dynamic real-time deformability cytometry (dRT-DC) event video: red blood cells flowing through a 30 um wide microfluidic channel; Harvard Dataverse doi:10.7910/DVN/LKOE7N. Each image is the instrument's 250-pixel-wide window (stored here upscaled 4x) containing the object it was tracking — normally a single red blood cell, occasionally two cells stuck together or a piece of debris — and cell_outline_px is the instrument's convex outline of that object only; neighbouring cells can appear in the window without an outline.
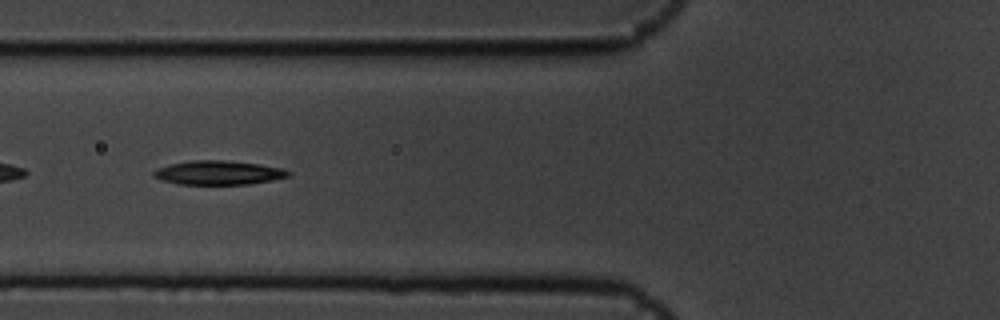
{"species": "common noctule bat (a hibernating species)", "species_latin": "Nyctalus noctula", "temperature_condition": "cold", "stored_images_in_passage": 10, "camera_frame_rate_fps": 3000, "um_per_image_px": 0.085, "animal": {"sex": "male", "body_mass_g": 19.5, "forearm_length_mm": 54.6}, "frame": {"image": 1, "passage_image": 6, "time_ms": 1.667, "image_size_px": [1000, 320], "cell_outline_px": [[292, 172], [288, 176], [272, 180], [248, 184], [176, 184], [152, 176], [152, 172], [156, 168], [168, 164], [192, 160], [228, 160], [260, 164], [284, 168]], "centroid_in_image_um": [18.56, 14.67], "position_along_channel_um": 107.2, "area_um2": 19.02}}
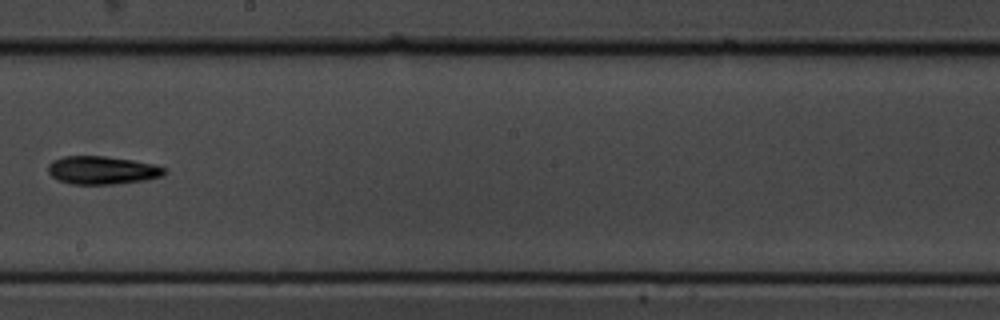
{"frame": {"image": 2, "passage_image": 9, "time_ms": 2.667, "image_size_px": [1000, 320], "cell_outline_px": [[168, 172], [164, 176], [144, 180], [116, 184], [72, 184], [60, 180], [52, 176], [48, 172], [48, 164], [52, 160], [64, 156], [104, 156], [132, 160], [152, 164], [168, 168]], "centroid_in_image_um": [8.72, 14.46], "position_along_channel_um": 239.5, "area_um2": 19.13}}
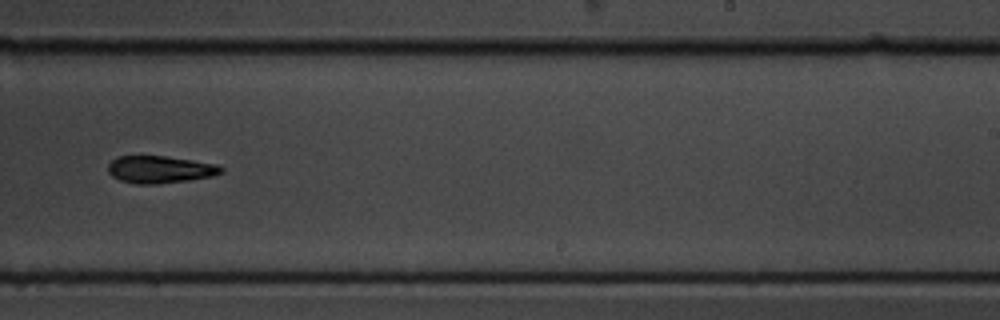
{"frame": {"image": 3, "passage_image": 10, "time_ms": 3.0, "image_size_px": [1000, 320], "cell_outline_px": [[224, 172], [212, 176], [188, 180], [156, 184], [136, 184], [120, 180], [112, 176], [108, 172], [108, 164], [112, 160], [120, 156], [164, 156], [220, 164], [224, 168]], "centroid_in_image_um": [13.63, 14.4], "position_along_channel_um": 275.4, "area_um2": 18.03}}